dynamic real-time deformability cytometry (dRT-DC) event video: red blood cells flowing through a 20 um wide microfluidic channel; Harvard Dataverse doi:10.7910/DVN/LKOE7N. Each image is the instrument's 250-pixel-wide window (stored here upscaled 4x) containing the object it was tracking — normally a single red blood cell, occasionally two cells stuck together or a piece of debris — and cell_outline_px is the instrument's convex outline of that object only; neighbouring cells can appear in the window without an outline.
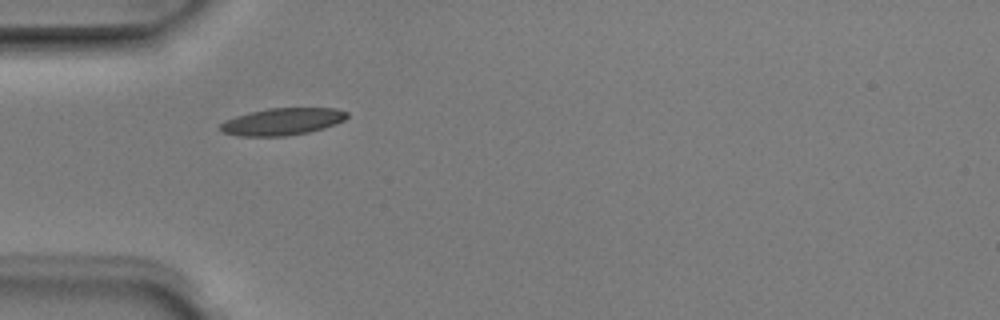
{"species": "Egyptian fruit bat (a non-hibernating species)", "species_latin": "Rousettus aegyptiacus", "temperature_condition": "room temperature", "stored_images_in_passage": 7, "camera_frame_rate_fps": 3000, "um_per_image_px": 0.085, "animal": {"sex": "male"}, "frame": {"image": 1, "passage_image": 5, "time_ms": 1.333, "image_size_px": [1000, 320], "cell_outline_px": [[348, 116], [344, 120], [336, 124], [324, 128], [308, 132], [288, 136], [236, 136], [220, 132], [220, 124], [224, 120], [236, 116], [268, 108], [336, 108], [348, 112]], "centroid_in_image_um": [23.99, 10.34], "position_along_channel_um": 61.0, "area_um2": 20.11}}
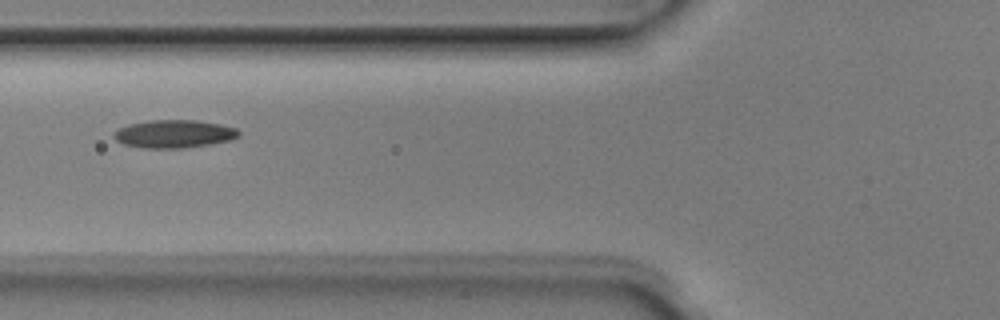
{"frame": {"image": 2, "passage_image": 6, "time_ms": 1.667, "image_size_px": [1000, 320], "cell_outline_px": [[240, 136], [232, 140], [184, 148], [144, 148], [124, 144], [116, 140], [112, 136], [112, 132], [116, 128], [128, 124], [152, 120], [196, 120], [220, 124], [236, 128], [240, 132]], "centroid_in_image_um": [14.77, 11.37], "position_along_channel_um": 111.0, "area_um2": 20.52}}
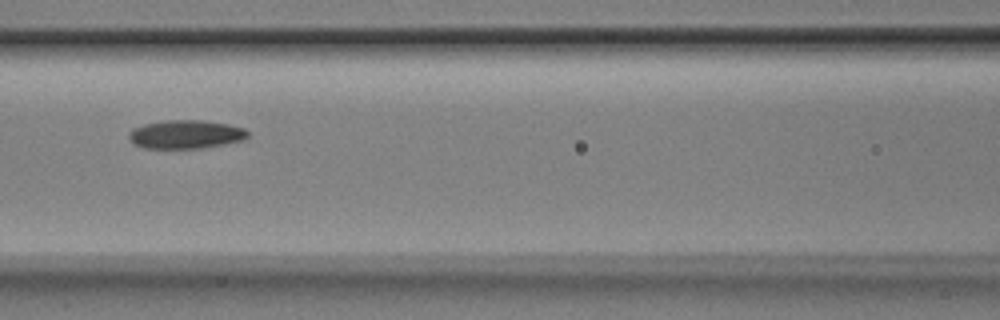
{"frame": {"image": 3, "passage_image": 7, "time_ms": 2.0, "image_size_px": [1000, 320], "cell_outline_px": [[248, 136], [244, 140], [204, 148], [144, 148], [132, 144], [128, 136], [128, 132], [132, 128], [144, 124], [164, 120], [200, 120], [228, 124], [244, 128], [248, 132]], "centroid_in_image_um": [15.75, 11.42], "position_along_channel_um": 150.8, "area_um2": 19.94}}